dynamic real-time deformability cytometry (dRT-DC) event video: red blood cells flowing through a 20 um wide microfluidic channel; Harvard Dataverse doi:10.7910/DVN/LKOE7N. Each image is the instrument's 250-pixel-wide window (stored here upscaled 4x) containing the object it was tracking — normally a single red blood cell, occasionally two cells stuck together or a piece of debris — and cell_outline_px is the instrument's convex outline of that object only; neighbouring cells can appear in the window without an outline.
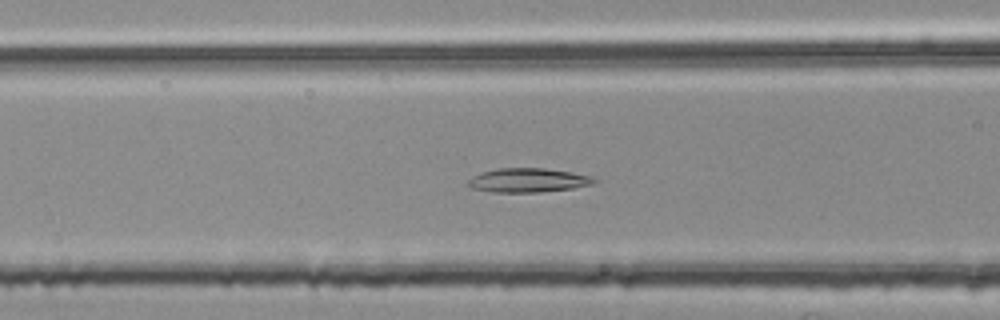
{"species": "common noctule bat (a hibernating species)", "species_latin": "Nyctalus noctula", "temperature_condition": "room temperature", "stored_images_in_passage": 36, "camera_frame_rate_fps": 3000, "um_per_image_px": 0.085, "animal": {"sex": "female", "body_mass_g": 25.1}, "frame": {"image": 1, "passage_image": 13, "time_ms": 4.0, "image_size_px": [1000, 320], "cell_outline_px": [[600, 180], [592, 184], [572, 188], [540, 192], [492, 192], [472, 188], [468, 184], [468, 180], [472, 176], [480, 172], [496, 168], [544, 168], [596, 176]], "centroid_in_image_um": [44.92, 15.31], "position_along_channel_um": 121.7, "area_um2": 17.86}}
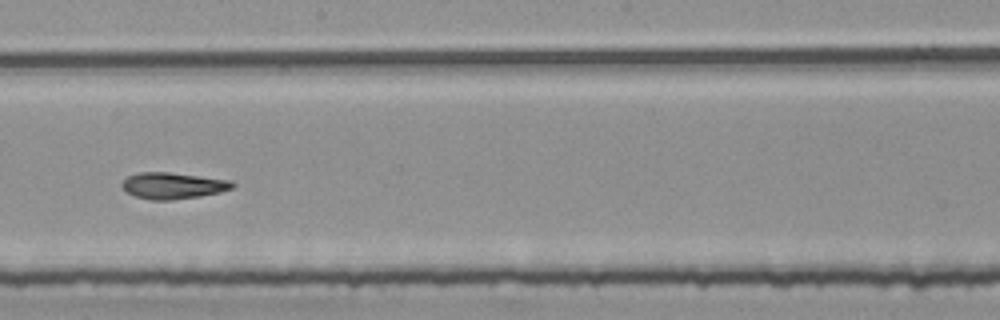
{"frame": {"image": 2, "passage_image": 22, "time_ms": 7.0, "image_size_px": [1000, 320], "cell_outline_px": [[236, 184], [232, 188], [220, 192], [200, 196], [172, 200], [152, 200], [136, 196], [128, 192], [120, 184], [128, 176], [140, 172], [168, 172], [232, 180]], "centroid_in_image_um": [14.73, 15.77], "position_along_channel_um": 233.5, "area_um2": 16.88}}
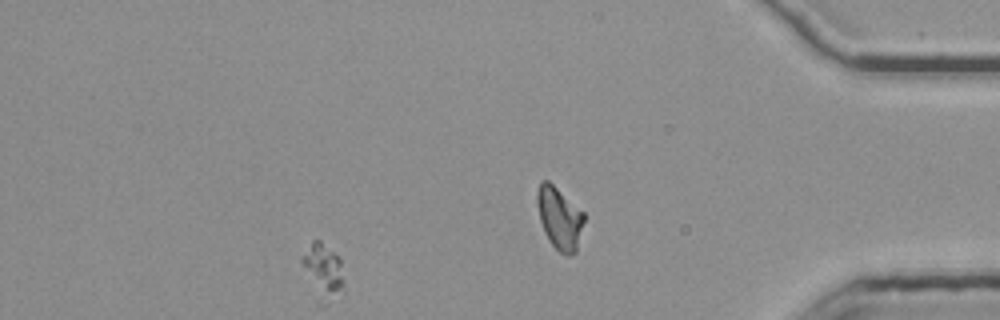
{"frame": {"image": 3, "passage_image": 36, "time_ms": 11.667, "image_size_px": [1000, 320], "cell_outline_px": [[584, 220], [576, 252], [572, 256], [564, 256], [548, 240], [544, 232], [540, 220], [536, 200], [536, 196], [540, 180], [548, 180], [584, 212]], "centroid_in_image_um": [47.55, 18.55], "position_along_channel_um": 387.7, "area_um2": 17.05}, "authors_computed_cell_mechanics": {"area_um2": 17.0221, "velocity_mm_per_s": 3.7374, "shape_relaxation_time_tau1_ms": 8.4858, "shape_relaxation_time_tau2_ms": 3.2802, "deformation_change_tau1": 0.1936, "deformation_change_tau2": 0.0939}}